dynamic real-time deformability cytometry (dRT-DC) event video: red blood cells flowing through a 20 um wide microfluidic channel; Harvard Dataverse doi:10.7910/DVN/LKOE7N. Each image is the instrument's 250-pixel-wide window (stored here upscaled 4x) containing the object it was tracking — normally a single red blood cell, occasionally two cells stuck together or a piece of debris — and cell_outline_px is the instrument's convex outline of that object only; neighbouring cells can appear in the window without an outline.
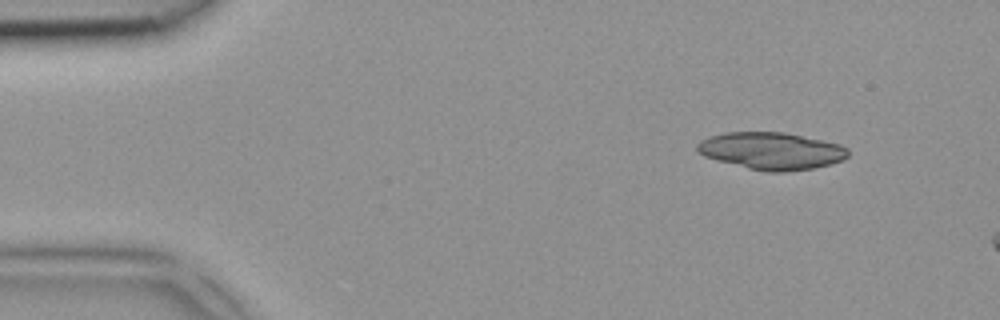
{"species": "common noctule bat (a hibernating species)", "species_latin": "Nyctalus noctula", "temperature_condition": "room temperature", "stored_images_in_passage": 4, "camera_frame_rate_fps": 3000, "um_per_image_px": 0.085, "animal": {"sex": "female", "body_mass_g": 18.4}, "frame": {"image": 1, "passage_image": 1, "time_ms": 0.0, "image_size_px": [1000, 320], "cell_outline_px": [[848, 156], [844, 160], [812, 168], [784, 172], [768, 172], [748, 168], [716, 160], [704, 156], [696, 148], [696, 144], [700, 140], [724, 132], [784, 132], [840, 144], [848, 148]], "centroid_in_image_um": [65.57, 12.82], "position_along_channel_um": 19.4, "area_um2": 32.54}}